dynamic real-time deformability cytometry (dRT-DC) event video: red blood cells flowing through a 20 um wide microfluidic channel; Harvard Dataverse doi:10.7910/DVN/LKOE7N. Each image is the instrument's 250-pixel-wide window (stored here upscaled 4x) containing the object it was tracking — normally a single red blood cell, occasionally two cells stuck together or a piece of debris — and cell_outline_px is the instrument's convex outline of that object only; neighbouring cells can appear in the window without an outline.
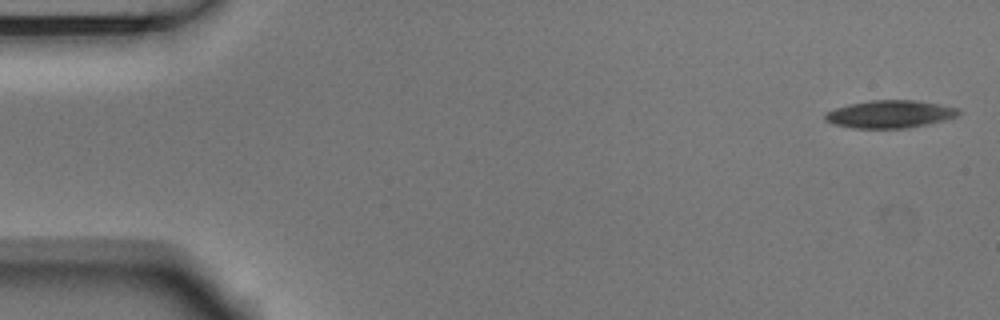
{"species": "Egyptian fruit bat (a non-hibernating species)", "species_latin": "Rousettus aegyptiacus", "temperature_condition": "room temperature", "stored_images_in_passage": 5, "camera_frame_rate_fps": 3000, "um_per_image_px": 0.085, "animal": {"sex": "male"}, "frame": {"image": 1, "passage_image": 1, "time_ms": 0.0, "image_size_px": [1000, 320], "cell_outline_px": [[960, 112], [956, 116], [944, 120], [928, 124], [908, 128], [852, 128], [832, 124], [824, 120], [824, 112], [848, 104], [872, 100], [916, 100], [940, 104], [960, 108]], "centroid_in_image_um": [75.62, 9.7], "position_along_channel_um": 9.4, "area_um2": 21.68}}
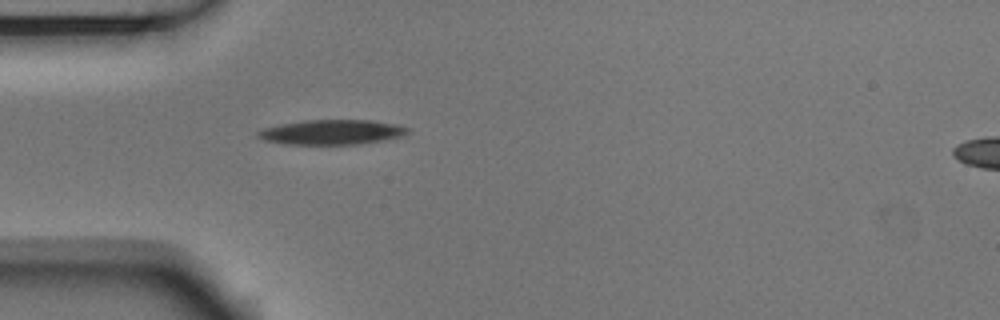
{"frame": {"image": 2, "passage_image": 5, "time_ms": 1.333, "image_size_px": [1000, 320], "cell_outline_px": [[408, 132], [404, 136], [384, 140], [356, 144], [284, 144], [264, 140], [256, 136], [256, 132], [264, 128], [280, 124], [304, 120], [368, 120], [396, 124], [408, 128]], "centroid_in_image_um": [28.18, 11.23], "position_along_channel_um": 56.8, "area_um2": 21.62}}